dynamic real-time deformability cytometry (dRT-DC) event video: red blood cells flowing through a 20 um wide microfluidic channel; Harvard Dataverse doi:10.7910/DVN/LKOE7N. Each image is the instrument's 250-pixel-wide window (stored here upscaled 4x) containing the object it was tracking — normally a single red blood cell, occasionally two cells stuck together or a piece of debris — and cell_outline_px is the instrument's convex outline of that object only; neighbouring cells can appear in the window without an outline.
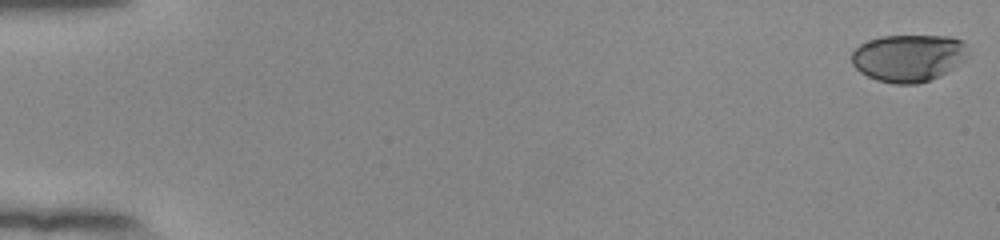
{"species": "human", "species_latin": "Homo sapiens", "temperature_condition": "room temperature", "stored_images_in_passage": 55, "camera_frame_rate_fps": 3000, "um_per_image_px": 0.085, "donor": {"sex": "female"}, "frame": {"image": 1, "passage_image": 1, "time_ms": 0.0, "image_size_px": [1000, 240], "cell_outline_px": [[968, 56], [964, 60], [940, 76], [916, 84], [896, 84], [876, 80], [860, 72], [852, 64], [852, 52], [860, 44], [868, 40], [880, 36], [952, 36], [964, 40], [968, 44]], "centroid_in_image_um": [77.25, 4.91], "position_along_channel_um": 7.8, "area_um2": 32.31}}
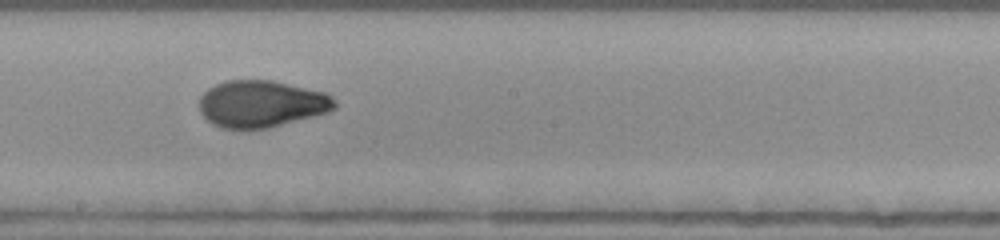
{"frame": {"image": 2, "passage_image": 32, "time_ms": 10.333, "image_size_px": [1000, 240], "cell_outline_px": [[336, 108], [328, 112], [268, 128], [220, 128], [212, 124], [200, 112], [200, 96], [208, 88], [216, 84], [228, 80], [272, 80], [328, 92], [336, 100]], "centroid_in_image_um": [22.25, 8.81], "position_along_channel_um": 226.0, "area_um2": 37.11}}
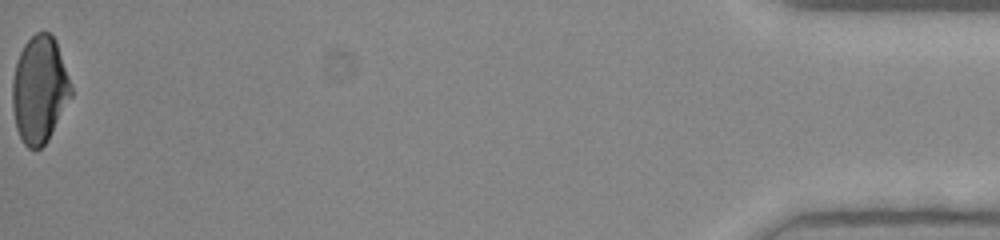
{"frame": {"image": 3, "passage_image": 55, "time_ms": 18.0, "image_size_px": [1000, 240], "cell_outline_px": [[72, 96], [48, 140], [40, 148], [28, 148], [24, 144], [16, 128], [12, 108], [12, 80], [16, 60], [24, 44], [36, 32], [48, 32], [56, 40], [72, 88]], "centroid_in_image_um": [3.35, 7.61], "position_along_channel_um": 431.9, "area_um2": 36.53}, "authors_computed_cell_mechanics": {"area_um2": 36.414, "velocity_mm_per_s": 3.8852, "shape_relaxation_time_tau1_ms": 6.7946, "shape_relaxation_time_tau2_ms": 1.075, "deformation_change_tau1": 0.2079, "deformation_change_tau2": 0.0477}}